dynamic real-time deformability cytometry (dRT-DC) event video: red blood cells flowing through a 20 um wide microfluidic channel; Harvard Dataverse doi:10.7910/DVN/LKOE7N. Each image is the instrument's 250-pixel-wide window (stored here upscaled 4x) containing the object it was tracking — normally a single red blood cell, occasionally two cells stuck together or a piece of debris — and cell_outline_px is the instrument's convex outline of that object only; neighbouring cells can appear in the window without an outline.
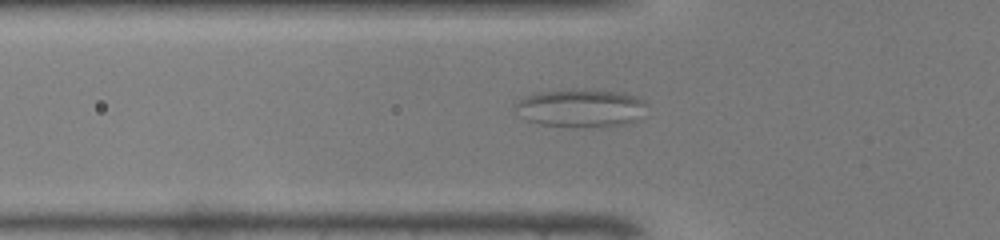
{"species": "common noctule bat (a hibernating species)", "species_latin": "Nyctalus noctula", "temperature_condition": "warm", "stored_images_in_passage": 47, "camera_frame_rate_fps": 3000, "um_per_image_px": 0.085, "animal": {"sex": "male", "body_mass_g": 19.0, "forearm_length_mm": 50.8}, "frame": {"image": 1, "passage_image": 16, "time_ms": 5.0, "image_size_px": [1000, 240], "cell_outline_px": [[648, 104], [636, 120], [632, 124], [600, 128], [572, 128], [540, 124], [516, 116], [512, 108], [524, 96], [536, 92], [568, 88], [584, 88], [620, 92], [636, 96], [644, 100]], "centroid_in_image_um": [49.33, 9.19], "position_along_channel_um": 76.5, "area_um2": 30.58}}
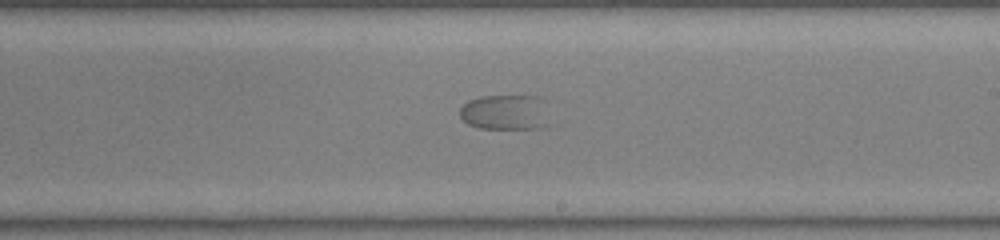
{"frame": {"image": 2, "passage_image": 28, "time_ms": 9.0, "image_size_px": [1000, 240], "cell_outline_px": [[552, 124], [540, 128], [480, 128], [468, 124], [460, 116], [460, 108], [468, 100], [480, 96], [540, 96], [544, 100]], "centroid_in_image_um": [43.02, 9.54], "position_along_channel_um": 246.0, "area_um2": 18.84}}
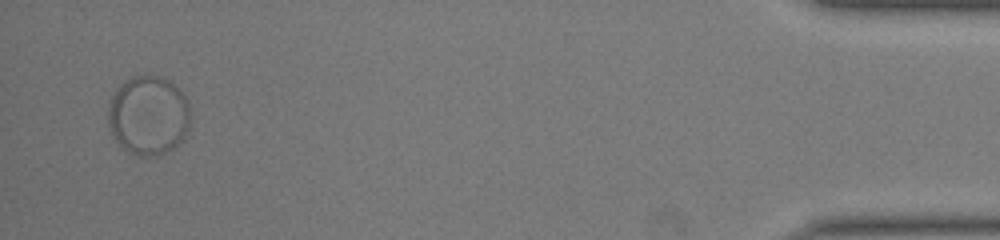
{"frame": {"image": 3, "passage_image": 46, "time_ms": 15.0, "image_size_px": [1000, 240], "cell_outline_px": [[188, 132], [184, 140], [172, 148], [164, 152], [152, 156], [140, 156], [128, 152], [112, 136], [108, 120], [108, 108], [112, 96], [116, 88], [128, 76], [160, 76], [168, 80], [184, 96], [188, 104]], "centroid_in_image_um": [12.58, 9.81], "position_along_channel_um": 422.6, "area_um2": 37.8}}